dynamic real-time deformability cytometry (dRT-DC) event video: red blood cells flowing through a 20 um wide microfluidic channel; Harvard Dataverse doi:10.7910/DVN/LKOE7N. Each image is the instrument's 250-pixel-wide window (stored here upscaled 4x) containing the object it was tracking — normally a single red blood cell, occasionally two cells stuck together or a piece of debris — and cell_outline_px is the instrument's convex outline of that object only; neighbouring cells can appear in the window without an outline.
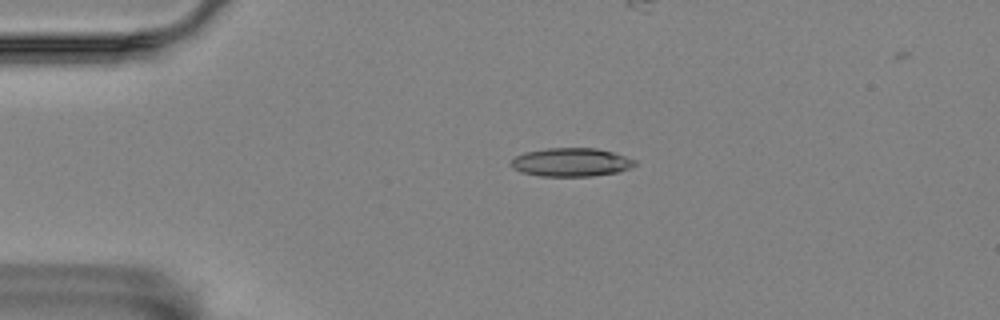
{"species": "Egyptian fruit bat (a non-hibernating species)", "species_latin": "Rousettus aegyptiacus", "temperature_condition": "room temperature", "stored_images_in_passage": 4, "camera_frame_rate_fps": 3000, "um_per_image_px": 0.085, "animal": {"sex": "female"}, "frame": {"image": 1, "passage_image": 2, "time_ms": 0.333, "image_size_px": [1000, 320], "cell_outline_px": [[636, 164], [632, 168], [616, 172], [592, 176], [540, 176], [520, 172], [512, 168], [508, 164], [516, 156], [524, 152], [548, 148], [596, 148], [612, 152], [636, 160]], "centroid_in_image_um": [48.52, 13.79], "position_along_channel_um": 36.5, "area_um2": 20.63}}